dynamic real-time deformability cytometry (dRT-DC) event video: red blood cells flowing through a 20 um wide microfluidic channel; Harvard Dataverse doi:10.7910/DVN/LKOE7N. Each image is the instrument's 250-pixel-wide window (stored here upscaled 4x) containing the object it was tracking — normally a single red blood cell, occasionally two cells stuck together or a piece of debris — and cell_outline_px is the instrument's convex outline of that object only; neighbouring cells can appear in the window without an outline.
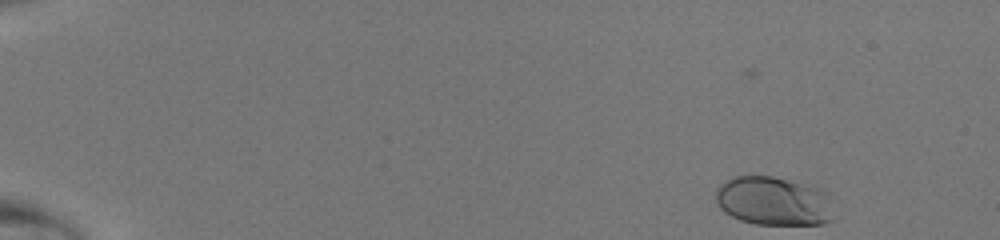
{"species": "human", "species_latin": "Homo sapiens", "temperature_condition": "room temperature", "stored_images_in_passage": 44, "camera_frame_rate_fps": 3000, "um_per_image_px": 0.085, "donor": {"sex": "male"}, "frame": {"image": 1, "passage_image": 1, "time_ms": 0.0, "image_size_px": [1000, 240], "cell_outline_px": [[832, 220], [824, 224], [756, 224], [740, 220], [724, 212], [720, 208], [716, 200], [716, 188], [720, 184], [732, 176], [772, 176], [788, 180], [812, 188], [820, 192], [824, 196]], "centroid_in_image_um": [65.6, 17.1], "position_along_channel_um": 19.4, "area_um2": 32.54}}
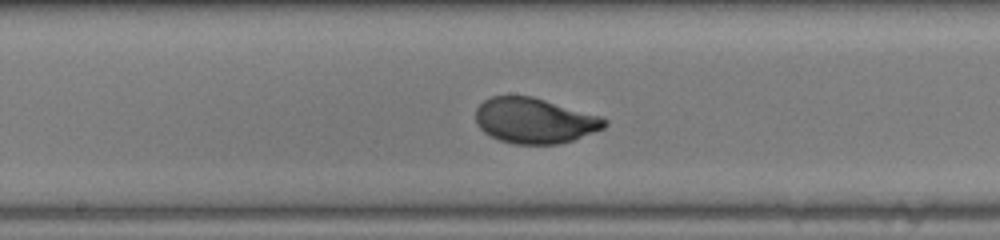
{"frame": {"image": 2, "passage_image": 24, "time_ms": 7.667, "image_size_px": [1000, 240], "cell_outline_px": [[608, 124], [604, 128], [572, 140], [560, 144], [516, 144], [500, 140], [484, 132], [476, 124], [476, 108], [484, 100], [492, 96], [532, 96], [604, 116], [608, 120]], "centroid_in_image_um": [45.47, 10.24], "position_along_channel_um": 202.7, "area_um2": 34.28}}
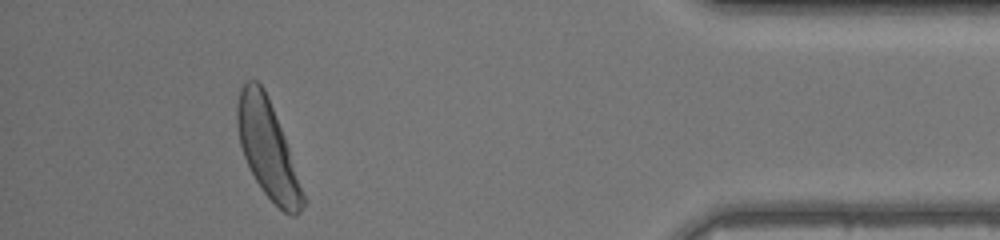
{"frame": {"image": 3, "passage_image": 41, "time_ms": 13.333, "image_size_px": [1000, 240], "cell_outline_px": [[304, 204], [300, 212], [296, 216], [292, 216], [284, 212], [264, 192], [256, 180], [244, 156], [240, 144], [236, 124], [236, 108], [240, 88], [244, 80], [256, 80], [264, 88], [284, 136], [304, 196]], "centroid_in_image_um": [22.71, 12.62], "position_along_channel_um": 412.5, "area_um2": 36.3}}